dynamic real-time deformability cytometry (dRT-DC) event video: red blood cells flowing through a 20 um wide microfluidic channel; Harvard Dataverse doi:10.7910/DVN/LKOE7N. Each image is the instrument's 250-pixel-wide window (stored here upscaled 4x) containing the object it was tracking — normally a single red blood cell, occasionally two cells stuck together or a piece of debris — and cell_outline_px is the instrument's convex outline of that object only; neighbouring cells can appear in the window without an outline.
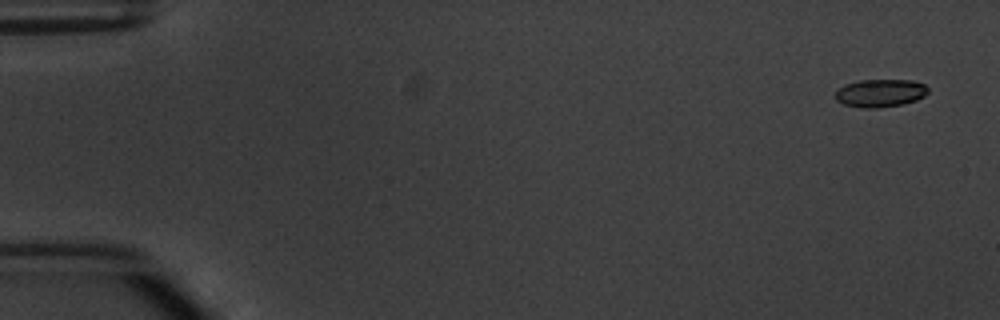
{"species": "common noctule bat (a hibernating species)", "species_latin": "Nyctalus noctula", "temperature_condition": "warm", "stored_images_in_passage": 5, "camera_frame_rate_fps": 3000, "um_per_image_px": 0.085, "animal": {"sex": "male", "body_mass_g": 20.1, "forearm_length_mm": 53.5}, "frame": {"image": 1, "passage_image": 1, "time_ms": 0.0, "image_size_px": [1000, 320], "cell_outline_px": [[928, 92], [924, 96], [916, 100], [904, 104], [876, 108], [860, 108], [844, 104], [836, 100], [836, 92], [844, 84], [860, 80], [912, 80], [924, 84], [928, 88]], "centroid_in_image_um": [74.83, 7.91], "position_along_channel_um": 10.2, "area_um2": 15.09}}
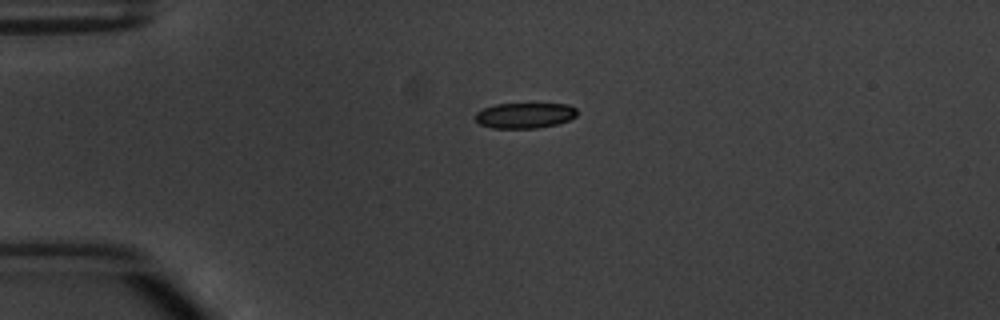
{"frame": {"image": 2, "passage_image": 4, "time_ms": 3.667, "image_size_px": [1000, 320], "cell_outline_px": [[576, 116], [568, 120], [556, 124], [536, 128], [492, 128], [480, 124], [476, 120], [476, 112], [484, 108], [496, 104], [568, 104], [576, 108]], "centroid_in_image_um": [44.6, 9.81], "position_along_channel_um": 40.4, "area_um2": 14.97}}